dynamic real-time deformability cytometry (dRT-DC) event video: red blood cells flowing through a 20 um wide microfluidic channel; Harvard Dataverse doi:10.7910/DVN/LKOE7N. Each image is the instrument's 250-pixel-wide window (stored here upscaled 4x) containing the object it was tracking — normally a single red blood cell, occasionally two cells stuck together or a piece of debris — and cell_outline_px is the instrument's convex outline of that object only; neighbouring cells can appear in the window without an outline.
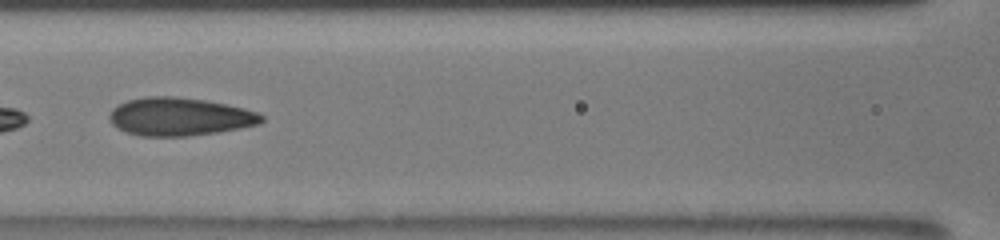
{"species": "human", "species_latin": "Homo sapiens", "temperature_condition": "room temperature", "stored_images_in_passage": 24, "segment_of_instrument_passage": [2, 2], "camera_frame_rate_fps": 3000, "um_per_image_px": 0.085, "donor": {"sex": "male"}, "frame": {"image": 1, "passage_image": 10, "time_ms": 7.0, "image_size_px": [1000, 240], "cell_outline_px": [[264, 120], [260, 124], [220, 132], [188, 136], [140, 136], [116, 128], [112, 124], [108, 116], [112, 108], [128, 100], [148, 96], [172, 96], [204, 100], [244, 108], [256, 112], [264, 116]], "centroid_in_image_um": [15.26, 9.92], "position_along_channel_um": 151.3, "area_um2": 33.76}}
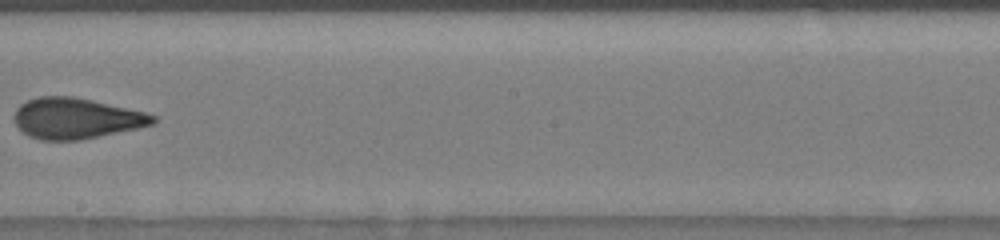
{"frame": {"image": 2, "passage_image": 14, "time_ms": 9.333, "image_size_px": [1000, 240], "cell_outline_px": [[156, 124], [80, 140], [40, 140], [28, 136], [12, 120], [12, 116], [16, 108], [20, 104], [28, 100], [40, 96], [72, 96], [92, 100], [144, 112], [156, 116]], "centroid_in_image_um": [6.43, 10.06], "position_along_channel_um": 241.8, "area_um2": 32.95}}
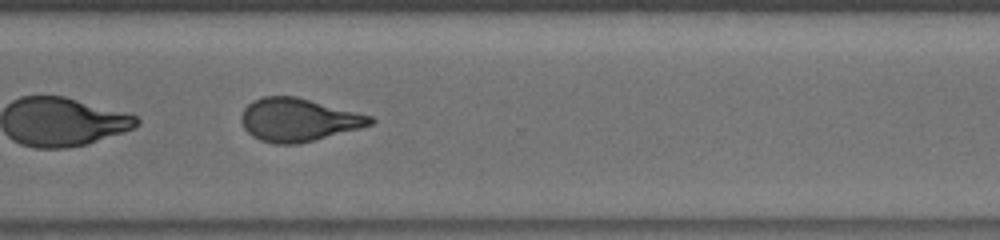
{"frame": {"image": 3, "passage_image": 18, "time_ms": 12.0, "image_size_px": [1000, 240], "cell_outline_px": [[376, 120], [372, 124], [360, 128], [296, 144], [276, 144], [260, 140], [252, 136], [244, 128], [240, 120], [244, 108], [252, 100], [264, 96], [296, 96], [372, 116]], "centroid_in_image_um": [25.33, 10.18], "position_along_channel_um": 345.3, "area_um2": 32.14}}